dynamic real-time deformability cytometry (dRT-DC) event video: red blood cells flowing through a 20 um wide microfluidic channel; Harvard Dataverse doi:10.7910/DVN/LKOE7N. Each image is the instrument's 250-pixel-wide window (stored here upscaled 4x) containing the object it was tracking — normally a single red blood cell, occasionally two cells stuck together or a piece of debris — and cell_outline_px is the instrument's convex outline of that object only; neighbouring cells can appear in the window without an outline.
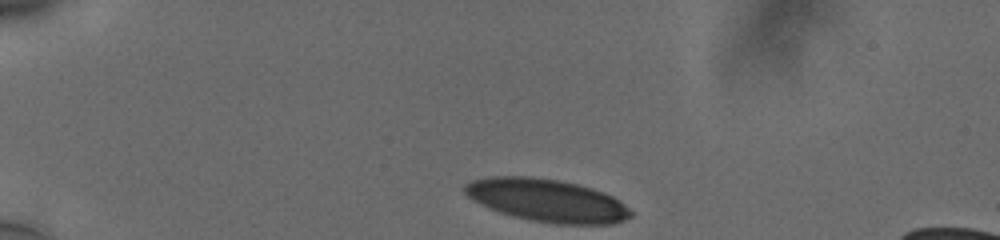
{"species": "human", "species_latin": "Homo sapiens", "temperature_condition": "cold", "stored_images_in_passage": 37, "camera_frame_rate_fps": 3000, "um_per_image_px": 0.085, "donor": {"sex": "male"}, "frame": {"image": 1, "passage_image": 1, "time_ms": 0.0, "image_size_px": [1000, 240], "cell_outline_px": [[632, 216], [616, 224], [556, 224], [528, 220], [512, 216], [488, 208], [472, 200], [464, 192], [464, 184], [472, 180], [492, 176], [532, 176], [560, 180], [592, 188], [612, 196], [620, 200], [632, 212]], "centroid_in_image_um": [46.48, 17.03], "position_along_channel_um": 38.5, "area_um2": 41.62}}
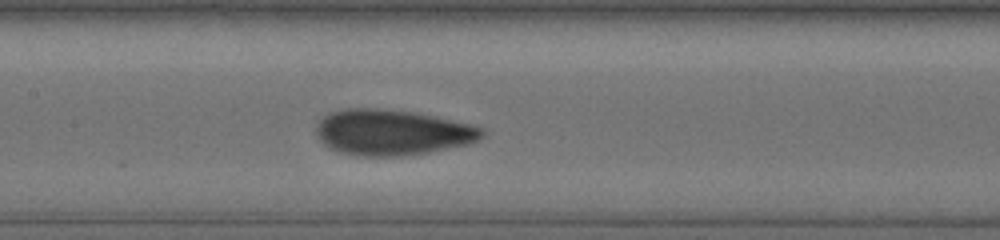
{"frame": {"image": 2, "passage_image": 17, "time_ms": 5.333, "image_size_px": [1000, 240], "cell_outline_px": [[484, 136], [480, 140], [468, 144], [428, 152], [400, 156], [356, 156], [328, 148], [316, 136], [316, 124], [328, 112], [344, 108], [380, 108], [436, 116], [484, 128]], "centroid_in_image_um": [33.3, 11.25], "position_along_channel_um": 174.1, "area_um2": 44.22}}
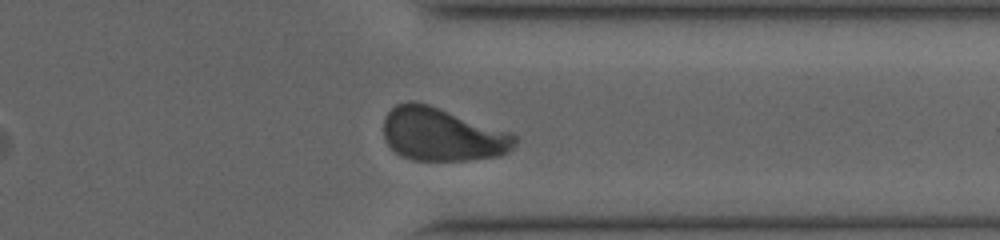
{"frame": {"image": 3, "passage_image": 33, "time_ms": 10.667, "image_size_px": [1000, 240], "cell_outline_px": [[516, 144], [508, 152], [500, 156], [468, 160], [412, 160], [400, 156], [388, 144], [384, 136], [384, 120], [388, 112], [396, 104], [408, 100], [412, 100], [428, 104], [512, 132], [516, 136]], "centroid_in_image_um": [37.6, 11.42], "position_along_channel_um": 373.8, "area_um2": 40.86}, "authors_computed_cell_mechanics": {"area_um2": 42.6564, "velocity_mm_per_s": 3.76, "shape_relaxation_time_tau1_ms": 7.0307, "shape_relaxation_time_tau2_ms": null, "deformation_change_tau1": 0.2062, "deformation_change_tau2": null}}